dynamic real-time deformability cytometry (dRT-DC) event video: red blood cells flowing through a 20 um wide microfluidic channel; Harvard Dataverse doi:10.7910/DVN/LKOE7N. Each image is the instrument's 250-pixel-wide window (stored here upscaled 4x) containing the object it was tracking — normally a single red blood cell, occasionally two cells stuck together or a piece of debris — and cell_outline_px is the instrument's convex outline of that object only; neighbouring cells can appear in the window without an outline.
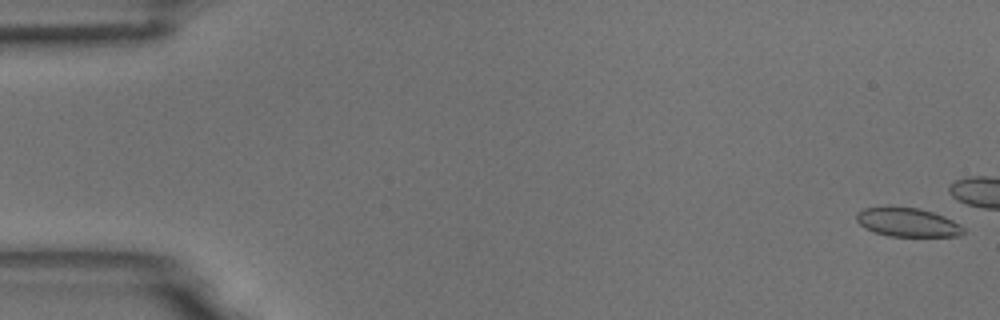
{"species": "common noctule bat (a hibernating species)", "species_latin": "Nyctalus noctula", "temperature_condition": "room temperature", "stored_images_in_passage": 6, "camera_frame_rate_fps": 3000, "um_per_image_px": 0.085, "animal": {"sex": "male", "body_mass_g": 18.8}, "frame": {"image": 1, "passage_image": 1, "time_ms": 0.0, "image_size_px": [1000, 320], "cell_outline_px": [[964, 232], [960, 236], [888, 236], [864, 228], [856, 220], [856, 212], [864, 208], [920, 208], [944, 216], [960, 224], [964, 228]], "centroid_in_image_um": [77.16, 18.91], "position_along_channel_um": 7.8, "area_um2": 17.69}}